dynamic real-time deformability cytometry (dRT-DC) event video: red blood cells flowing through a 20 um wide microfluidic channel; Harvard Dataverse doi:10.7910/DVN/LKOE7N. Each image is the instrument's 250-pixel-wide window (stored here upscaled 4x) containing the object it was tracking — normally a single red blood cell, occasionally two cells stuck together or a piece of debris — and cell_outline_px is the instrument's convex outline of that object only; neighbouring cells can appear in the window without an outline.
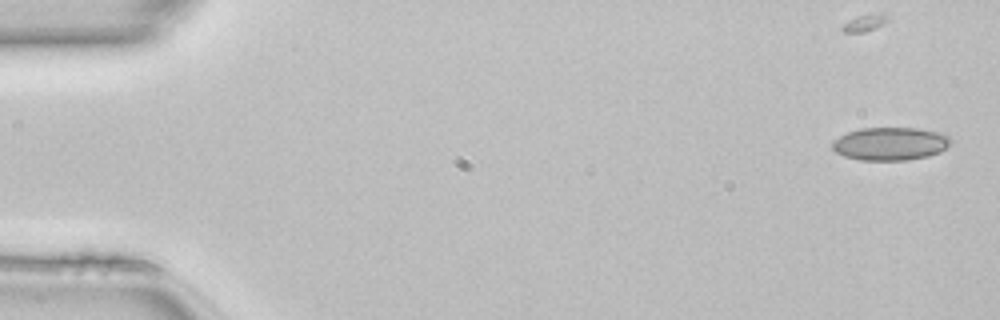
{"species": "common noctule bat (a hibernating species)", "species_latin": "Nyctalus noctula", "temperature_condition": "room temperature", "stored_images_in_passage": 49, "camera_frame_rate_fps": 3000, "um_per_image_px": 0.085, "animal": {"sex": "female", "body_mass_g": 22.7, "forearm_length_mm": 54.2}, "frame": {"image": 1, "passage_image": 1, "time_ms": 0.0, "image_size_px": [1000, 320], "cell_outline_px": [[952, 140], [940, 152], [928, 156], [904, 160], [860, 160], [844, 156], [836, 152], [832, 148], [832, 140], [848, 132], [860, 128], [920, 128], [940, 132], [948, 136]], "centroid_in_image_um": [75.65, 12.21], "position_along_channel_um": 9.3, "area_um2": 22.77}}
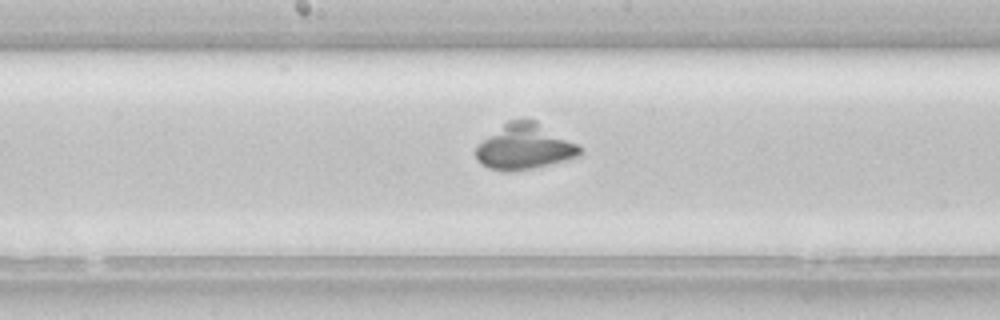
{"frame": {"image": 2, "passage_image": 25, "time_ms": 8.0, "image_size_px": [1000, 320], "cell_outline_px": [[584, 148], [580, 156], [568, 160], [532, 168], [508, 172], [504, 172], [488, 168], [480, 164], [476, 160], [476, 144], [508, 120], [536, 120], [580, 144]], "centroid_in_image_um": [44.62, 12.48], "position_along_channel_um": 203.6, "area_um2": 28.15}}
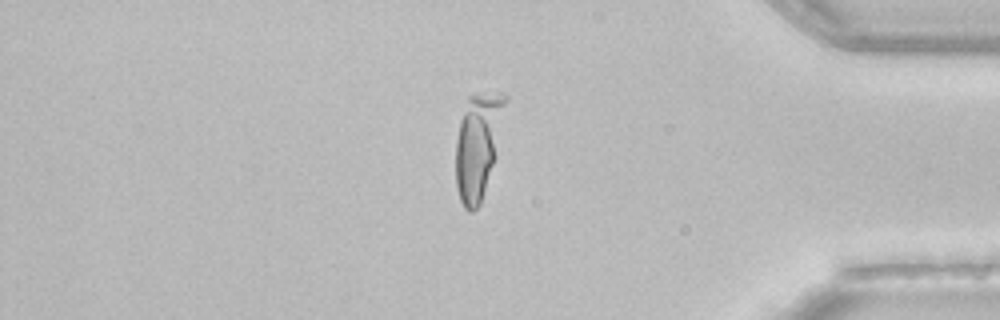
{"frame": {"image": 3, "passage_image": 41, "time_ms": 13.333, "image_size_px": [1000, 320], "cell_outline_px": [[508, 100], [496, 156], [480, 204], [472, 212], [468, 212], [464, 208], [460, 200], [456, 188], [456, 140], [460, 120], [468, 96], [476, 92], [500, 92], [508, 96]], "centroid_in_image_um": [40.64, 12.31], "position_along_channel_um": 394.6, "area_um2": 30.81}, "authors_computed_cell_mechanics": {"area_um2": 27.3394, "velocity_mm_per_s": 4.1321, "shape_relaxation_time_tau1_ms": 1.0243, "shape_relaxation_time_tau2_ms": null, "deformation_change_tau1": 0.0481, "deformation_change_tau2": null}}